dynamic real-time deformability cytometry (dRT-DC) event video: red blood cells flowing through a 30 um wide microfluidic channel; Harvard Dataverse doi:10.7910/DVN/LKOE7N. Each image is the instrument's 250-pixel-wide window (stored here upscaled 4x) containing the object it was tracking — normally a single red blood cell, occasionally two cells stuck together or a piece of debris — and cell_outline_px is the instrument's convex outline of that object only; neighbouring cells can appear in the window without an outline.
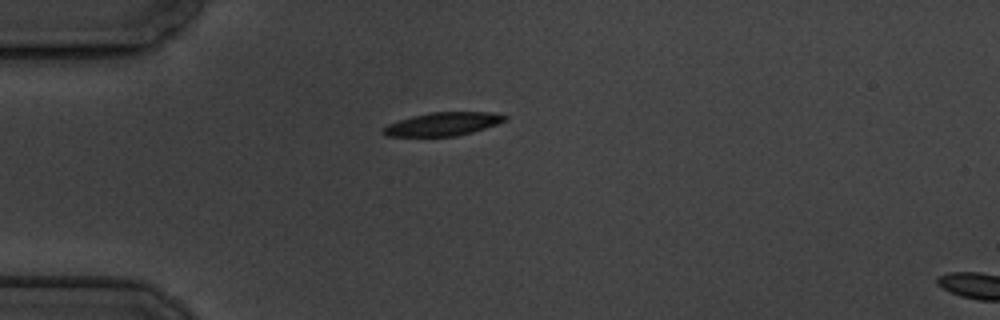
{"species": "common noctule bat (a hibernating species)", "species_latin": "Nyctalus noctula", "temperature_condition": "cold", "stored_images_in_passage": 2, "camera_frame_rate_fps": 3000, "um_per_image_px": 0.085, "animal": {"sex": "male", "body_mass_g": 19.5, "forearm_length_mm": 54.6}, "frame": {"image": 1, "passage_image": 1, "time_ms": 0.0, "image_size_px": [1000, 320], "cell_outline_px": [[508, 120], [472, 132], [456, 136], [384, 136], [380, 132], [380, 128], [388, 124], [412, 116], [432, 112], [492, 112], [508, 116]], "centroid_in_image_um": [37.62, 10.54], "position_along_channel_um": 47.4, "area_um2": 16.59}}